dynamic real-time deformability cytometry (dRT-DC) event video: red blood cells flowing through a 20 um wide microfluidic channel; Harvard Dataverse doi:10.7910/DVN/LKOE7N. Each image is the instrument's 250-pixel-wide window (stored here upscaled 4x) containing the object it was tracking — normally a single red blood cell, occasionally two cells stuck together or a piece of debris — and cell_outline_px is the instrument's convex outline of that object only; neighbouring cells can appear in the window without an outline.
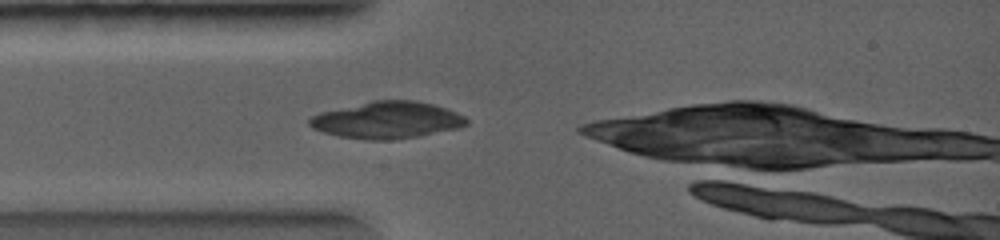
{"species": "common noctule bat (a hibernating species)", "species_latin": "Nyctalus noctula", "temperature_condition": "warm", "stored_images_in_passage": 22, "camera_frame_rate_fps": 5000, "um_per_image_px": 0.085, "animal": {"sex": "female", "body_mass_g": 19.0, "forearm_length_mm": 56.7}, "frame": {"image": 1, "passage_image": 1, "time_ms": 0.0, "image_size_px": [1000, 240], "cell_outline_px": [[468, 124], [460, 128], [416, 136], [392, 140], [368, 140], [340, 136], [324, 132], [312, 128], [308, 124], [308, 120], [312, 116], [320, 112], [372, 100], [416, 100], [432, 104], [456, 112], [464, 116], [468, 120]], "centroid_in_image_um": [32.9, 10.2], "position_along_channel_um": 52.1, "area_um2": 33.64}}
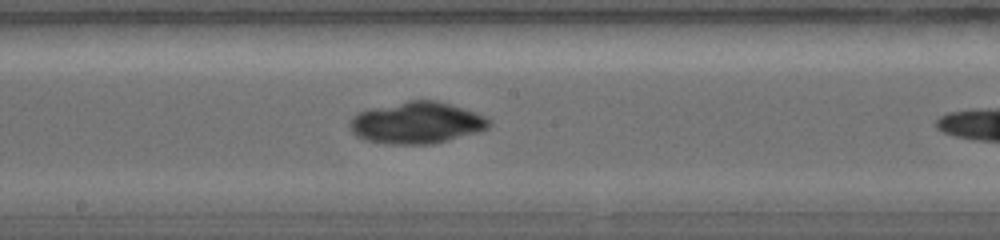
{"frame": {"image": 2, "passage_image": 10, "time_ms": 2.6, "image_size_px": [1000, 240], "cell_outline_px": [[492, 124], [488, 128], [480, 132], [428, 144], [396, 144], [364, 140], [356, 136], [352, 132], [348, 124], [352, 116], [368, 108], [408, 100], [436, 100], [484, 116], [492, 120]], "centroid_in_image_um": [35.38, 10.43], "position_along_channel_um": 212.8, "area_um2": 33.7}}